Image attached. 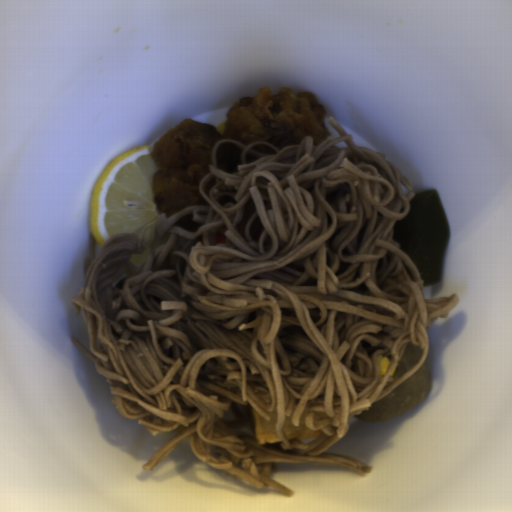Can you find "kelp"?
<instances>
[{"instance_id": "1", "label": "kelp", "mask_w": 512, "mask_h": 512, "mask_svg": "<svg viewBox=\"0 0 512 512\" xmlns=\"http://www.w3.org/2000/svg\"><path fill=\"white\" fill-rule=\"evenodd\" d=\"M410 211L392 227V238L418 267L423 287L441 284L446 248L450 237L448 221L436 189L415 194Z\"/></svg>"}]
</instances>
